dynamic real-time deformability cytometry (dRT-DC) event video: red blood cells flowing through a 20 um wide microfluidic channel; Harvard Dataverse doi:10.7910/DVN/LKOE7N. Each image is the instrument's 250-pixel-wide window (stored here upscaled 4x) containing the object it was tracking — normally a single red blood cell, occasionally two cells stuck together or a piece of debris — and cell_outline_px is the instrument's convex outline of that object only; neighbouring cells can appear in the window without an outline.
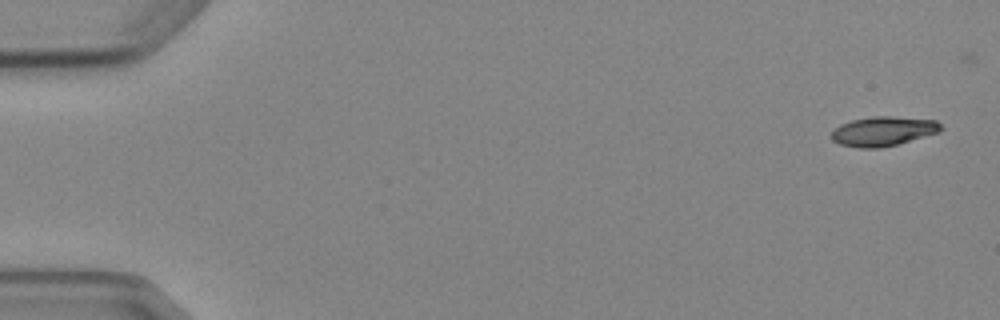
{"species": "Egyptian fruit bat (a non-hibernating species)", "species_latin": "Rousettus aegyptiacus", "temperature_condition": "cold", "stored_images_in_passage": 5, "camera_frame_rate_fps": 3000, "um_per_image_px": 0.085, "animal": {"sex": "female"}, "frame": {"image": 1, "passage_image": 1, "time_ms": 0.0, "image_size_px": [1000, 320], "cell_outline_px": [[944, 128], [940, 132], [896, 144], [880, 148], [860, 148], [840, 144], [832, 140], [832, 132], [840, 124], [852, 120], [872, 116], [888, 116], [936, 120]], "centroid_in_image_um": [75.08, 11.15], "position_along_channel_um": 9.9, "area_um2": 18.67}}
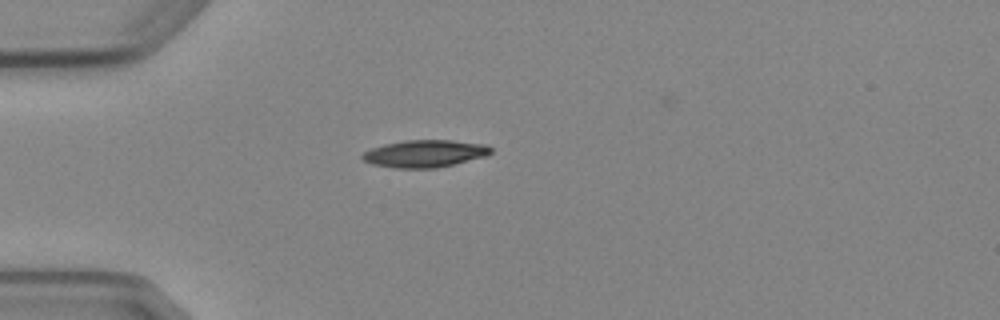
{"frame": {"image": 2, "passage_image": 4, "time_ms": 4.333, "image_size_px": [1000, 320], "cell_outline_px": [[492, 152], [488, 156], [436, 168], [396, 168], [372, 164], [364, 160], [360, 156], [364, 152], [372, 148], [384, 144], [404, 140], [452, 140], [488, 144], [492, 148]], "centroid_in_image_um": [36.15, 13.05], "position_along_channel_um": 48.8, "area_um2": 20.58}}